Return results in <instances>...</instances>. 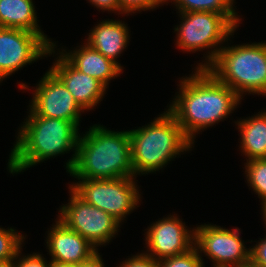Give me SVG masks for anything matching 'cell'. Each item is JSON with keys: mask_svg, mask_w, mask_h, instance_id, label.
<instances>
[{"mask_svg": "<svg viewBox=\"0 0 266 267\" xmlns=\"http://www.w3.org/2000/svg\"><path fill=\"white\" fill-rule=\"evenodd\" d=\"M180 78L179 92L168 107L186 136L195 135L228 118L241 103V97L220 82L209 70L195 69Z\"/></svg>", "mask_w": 266, "mask_h": 267, "instance_id": "obj_1", "label": "cell"}, {"mask_svg": "<svg viewBox=\"0 0 266 267\" xmlns=\"http://www.w3.org/2000/svg\"><path fill=\"white\" fill-rule=\"evenodd\" d=\"M29 112L10 152L7 163L10 174H19L45 160L74 151L65 166L69 173L76 158L80 128L68 120L38 116L30 109Z\"/></svg>", "mask_w": 266, "mask_h": 267, "instance_id": "obj_2", "label": "cell"}, {"mask_svg": "<svg viewBox=\"0 0 266 267\" xmlns=\"http://www.w3.org/2000/svg\"><path fill=\"white\" fill-rule=\"evenodd\" d=\"M88 130L79 136L70 176L85 179L134 177L129 131H112L100 124Z\"/></svg>", "mask_w": 266, "mask_h": 267, "instance_id": "obj_3", "label": "cell"}, {"mask_svg": "<svg viewBox=\"0 0 266 267\" xmlns=\"http://www.w3.org/2000/svg\"><path fill=\"white\" fill-rule=\"evenodd\" d=\"M158 116L145 126L128 130L134 177L156 173L177 155L179 157L194 148L195 143L186 136L168 110Z\"/></svg>", "mask_w": 266, "mask_h": 267, "instance_id": "obj_4", "label": "cell"}, {"mask_svg": "<svg viewBox=\"0 0 266 267\" xmlns=\"http://www.w3.org/2000/svg\"><path fill=\"white\" fill-rule=\"evenodd\" d=\"M207 70L242 100L246 93L266 96V42L225 43Z\"/></svg>", "mask_w": 266, "mask_h": 267, "instance_id": "obj_5", "label": "cell"}, {"mask_svg": "<svg viewBox=\"0 0 266 267\" xmlns=\"http://www.w3.org/2000/svg\"><path fill=\"white\" fill-rule=\"evenodd\" d=\"M178 13L182 21L174 28L177 36L175 45L182 51L190 53L209 49L205 54L206 57L203 55L205 60L195 67V69H207L216 59L223 43L228 44L230 36L234 35L238 27L226 15L220 13L210 11Z\"/></svg>", "mask_w": 266, "mask_h": 267, "instance_id": "obj_6", "label": "cell"}, {"mask_svg": "<svg viewBox=\"0 0 266 267\" xmlns=\"http://www.w3.org/2000/svg\"><path fill=\"white\" fill-rule=\"evenodd\" d=\"M136 177L113 179L77 178L69 187L85 202L112 215L121 224L139 207L141 194Z\"/></svg>", "mask_w": 266, "mask_h": 267, "instance_id": "obj_7", "label": "cell"}, {"mask_svg": "<svg viewBox=\"0 0 266 267\" xmlns=\"http://www.w3.org/2000/svg\"><path fill=\"white\" fill-rule=\"evenodd\" d=\"M69 202L61 205L58 219L98 249L117 235L121 223L112 215L81 199L69 187Z\"/></svg>", "mask_w": 266, "mask_h": 267, "instance_id": "obj_8", "label": "cell"}, {"mask_svg": "<svg viewBox=\"0 0 266 267\" xmlns=\"http://www.w3.org/2000/svg\"><path fill=\"white\" fill-rule=\"evenodd\" d=\"M194 246L208 256L213 267H243L250 264V247L246 248L239 228L226 229L205 224L194 227Z\"/></svg>", "mask_w": 266, "mask_h": 267, "instance_id": "obj_9", "label": "cell"}, {"mask_svg": "<svg viewBox=\"0 0 266 267\" xmlns=\"http://www.w3.org/2000/svg\"><path fill=\"white\" fill-rule=\"evenodd\" d=\"M38 34L22 29L0 27V82L27 64L55 54Z\"/></svg>", "mask_w": 266, "mask_h": 267, "instance_id": "obj_10", "label": "cell"}, {"mask_svg": "<svg viewBox=\"0 0 266 267\" xmlns=\"http://www.w3.org/2000/svg\"><path fill=\"white\" fill-rule=\"evenodd\" d=\"M34 87L36 88L30 100L29 109L35 115L68 120L80 126L81 112L85 110L50 69Z\"/></svg>", "mask_w": 266, "mask_h": 267, "instance_id": "obj_11", "label": "cell"}, {"mask_svg": "<svg viewBox=\"0 0 266 267\" xmlns=\"http://www.w3.org/2000/svg\"><path fill=\"white\" fill-rule=\"evenodd\" d=\"M167 216L153 222L145 232L147 250L144 253L157 261L186 253L194 247V228L189 230L177 214Z\"/></svg>", "mask_w": 266, "mask_h": 267, "instance_id": "obj_12", "label": "cell"}, {"mask_svg": "<svg viewBox=\"0 0 266 267\" xmlns=\"http://www.w3.org/2000/svg\"><path fill=\"white\" fill-rule=\"evenodd\" d=\"M55 223L48 230L45 240L51 261L80 265L98 253L96 247L58 218Z\"/></svg>", "mask_w": 266, "mask_h": 267, "instance_id": "obj_13", "label": "cell"}, {"mask_svg": "<svg viewBox=\"0 0 266 267\" xmlns=\"http://www.w3.org/2000/svg\"><path fill=\"white\" fill-rule=\"evenodd\" d=\"M50 70L63 82L76 102L85 110L95 109L107 87L96 78L86 75L74 68L58 51Z\"/></svg>", "mask_w": 266, "mask_h": 267, "instance_id": "obj_14", "label": "cell"}, {"mask_svg": "<svg viewBox=\"0 0 266 267\" xmlns=\"http://www.w3.org/2000/svg\"><path fill=\"white\" fill-rule=\"evenodd\" d=\"M82 46V47H81ZM58 52L77 70L96 78L107 88L109 81L119 77L122 68L114 61L106 58L100 52L84 42L78 48L67 52L66 49H58Z\"/></svg>", "mask_w": 266, "mask_h": 267, "instance_id": "obj_15", "label": "cell"}, {"mask_svg": "<svg viewBox=\"0 0 266 267\" xmlns=\"http://www.w3.org/2000/svg\"><path fill=\"white\" fill-rule=\"evenodd\" d=\"M129 31L128 25L124 21L104 19L90 29L85 42L124 69L116 59L128 46Z\"/></svg>", "mask_w": 266, "mask_h": 267, "instance_id": "obj_16", "label": "cell"}, {"mask_svg": "<svg viewBox=\"0 0 266 267\" xmlns=\"http://www.w3.org/2000/svg\"><path fill=\"white\" fill-rule=\"evenodd\" d=\"M32 0H0V27L22 29L38 34L50 47L53 41L40 29Z\"/></svg>", "mask_w": 266, "mask_h": 267, "instance_id": "obj_17", "label": "cell"}, {"mask_svg": "<svg viewBox=\"0 0 266 267\" xmlns=\"http://www.w3.org/2000/svg\"><path fill=\"white\" fill-rule=\"evenodd\" d=\"M240 132V150L246 161L266 158V111L235 121Z\"/></svg>", "mask_w": 266, "mask_h": 267, "instance_id": "obj_18", "label": "cell"}, {"mask_svg": "<svg viewBox=\"0 0 266 267\" xmlns=\"http://www.w3.org/2000/svg\"><path fill=\"white\" fill-rule=\"evenodd\" d=\"M176 6L177 12H199L210 11L226 15L237 27H239L241 18L235 11V0H167Z\"/></svg>", "mask_w": 266, "mask_h": 267, "instance_id": "obj_19", "label": "cell"}, {"mask_svg": "<svg viewBox=\"0 0 266 267\" xmlns=\"http://www.w3.org/2000/svg\"><path fill=\"white\" fill-rule=\"evenodd\" d=\"M245 165V178L250 188L261 200L266 202V158L247 160Z\"/></svg>", "mask_w": 266, "mask_h": 267, "instance_id": "obj_20", "label": "cell"}, {"mask_svg": "<svg viewBox=\"0 0 266 267\" xmlns=\"http://www.w3.org/2000/svg\"><path fill=\"white\" fill-rule=\"evenodd\" d=\"M26 235L18 233L14 228L4 229L0 227V262L13 260L22 250Z\"/></svg>", "mask_w": 266, "mask_h": 267, "instance_id": "obj_21", "label": "cell"}, {"mask_svg": "<svg viewBox=\"0 0 266 267\" xmlns=\"http://www.w3.org/2000/svg\"><path fill=\"white\" fill-rule=\"evenodd\" d=\"M159 267H205L203 258L194 246L186 253L158 260Z\"/></svg>", "mask_w": 266, "mask_h": 267, "instance_id": "obj_22", "label": "cell"}, {"mask_svg": "<svg viewBox=\"0 0 266 267\" xmlns=\"http://www.w3.org/2000/svg\"><path fill=\"white\" fill-rule=\"evenodd\" d=\"M165 3L167 4V0H119L120 14L129 16L131 13H141L140 11L159 8L160 5Z\"/></svg>", "mask_w": 266, "mask_h": 267, "instance_id": "obj_23", "label": "cell"}, {"mask_svg": "<svg viewBox=\"0 0 266 267\" xmlns=\"http://www.w3.org/2000/svg\"><path fill=\"white\" fill-rule=\"evenodd\" d=\"M21 250L15 258V267H51V260L48 263L39 253H33L21 256ZM48 263V264H47Z\"/></svg>", "mask_w": 266, "mask_h": 267, "instance_id": "obj_24", "label": "cell"}, {"mask_svg": "<svg viewBox=\"0 0 266 267\" xmlns=\"http://www.w3.org/2000/svg\"><path fill=\"white\" fill-rule=\"evenodd\" d=\"M250 248V264L254 267H266V236Z\"/></svg>", "mask_w": 266, "mask_h": 267, "instance_id": "obj_25", "label": "cell"}, {"mask_svg": "<svg viewBox=\"0 0 266 267\" xmlns=\"http://www.w3.org/2000/svg\"><path fill=\"white\" fill-rule=\"evenodd\" d=\"M119 267H159L158 261L146 253H137L121 262Z\"/></svg>", "mask_w": 266, "mask_h": 267, "instance_id": "obj_26", "label": "cell"}, {"mask_svg": "<svg viewBox=\"0 0 266 267\" xmlns=\"http://www.w3.org/2000/svg\"><path fill=\"white\" fill-rule=\"evenodd\" d=\"M91 5L103 12H113L120 15V4L119 0H88Z\"/></svg>", "mask_w": 266, "mask_h": 267, "instance_id": "obj_27", "label": "cell"}, {"mask_svg": "<svg viewBox=\"0 0 266 267\" xmlns=\"http://www.w3.org/2000/svg\"><path fill=\"white\" fill-rule=\"evenodd\" d=\"M77 267H105L102 256L96 253L91 259L77 265Z\"/></svg>", "mask_w": 266, "mask_h": 267, "instance_id": "obj_28", "label": "cell"}, {"mask_svg": "<svg viewBox=\"0 0 266 267\" xmlns=\"http://www.w3.org/2000/svg\"><path fill=\"white\" fill-rule=\"evenodd\" d=\"M51 267H77V265L51 261Z\"/></svg>", "mask_w": 266, "mask_h": 267, "instance_id": "obj_29", "label": "cell"}, {"mask_svg": "<svg viewBox=\"0 0 266 267\" xmlns=\"http://www.w3.org/2000/svg\"><path fill=\"white\" fill-rule=\"evenodd\" d=\"M0 267H15V259L8 260L5 262H0Z\"/></svg>", "mask_w": 266, "mask_h": 267, "instance_id": "obj_30", "label": "cell"}, {"mask_svg": "<svg viewBox=\"0 0 266 267\" xmlns=\"http://www.w3.org/2000/svg\"><path fill=\"white\" fill-rule=\"evenodd\" d=\"M261 210H262V213H263V220H264V223L266 225V202L264 204H262L261 206Z\"/></svg>", "mask_w": 266, "mask_h": 267, "instance_id": "obj_31", "label": "cell"}, {"mask_svg": "<svg viewBox=\"0 0 266 267\" xmlns=\"http://www.w3.org/2000/svg\"><path fill=\"white\" fill-rule=\"evenodd\" d=\"M243 267H254V266H252L251 264H249V265H245Z\"/></svg>", "mask_w": 266, "mask_h": 267, "instance_id": "obj_32", "label": "cell"}]
</instances>
